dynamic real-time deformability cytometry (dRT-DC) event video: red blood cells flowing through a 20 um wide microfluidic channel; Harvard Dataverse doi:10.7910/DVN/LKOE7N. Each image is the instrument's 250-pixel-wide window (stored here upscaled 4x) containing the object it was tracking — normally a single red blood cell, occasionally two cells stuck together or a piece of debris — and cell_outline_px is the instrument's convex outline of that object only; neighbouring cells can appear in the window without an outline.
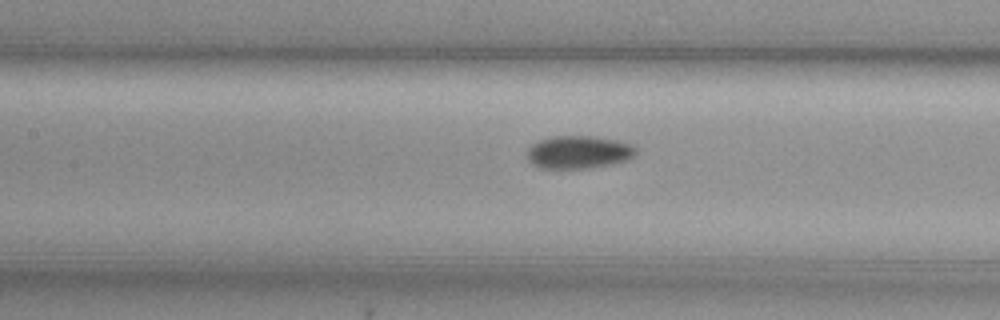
{"species": "common noctule bat (a hibernating species)", "species_latin": "Nyctalus noctula", "temperature_condition": "cold", "stored_images_in_passage": 35, "camera_frame_rate_fps": 3000, "um_per_image_px": 0.085, "animal": {"sex": "female", "body_mass_g": 29.2, "forearm_length_mm": 56.3}, "frame": {"image": 1, "passage_image": 19, "time_ms": 6.0, "image_size_px": [1000, 320], "cell_outline_px": [[636, 156], [628, 160], [612, 164], [592, 168], [540, 168], [532, 164], [528, 160], [528, 148], [532, 144], [540, 140], [556, 136], [592, 136], [616, 140], [632, 144], [636, 148]], "centroid_in_image_um": [49.22, 12.94], "position_along_channel_um": 158.2, "area_um2": 20.92}}
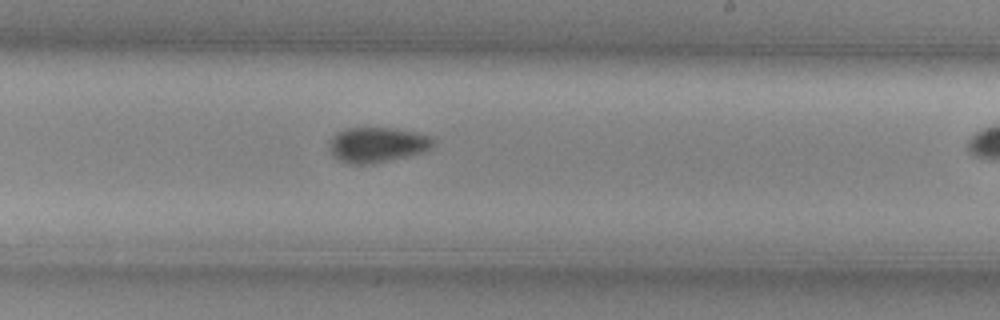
{"frame": {"image": 2, "passage_image": 27, "time_ms": 8.667, "image_size_px": [1000, 320], "cell_outline_px": [[432, 148], [420, 152], [392, 160], [372, 164], [348, 164], [336, 160], [332, 156], [328, 148], [328, 140], [336, 132], [344, 128], [396, 128], [432, 136]], "centroid_in_image_um": [31.96, 12.31], "position_along_channel_um": 257.0, "area_um2": 21.62}}
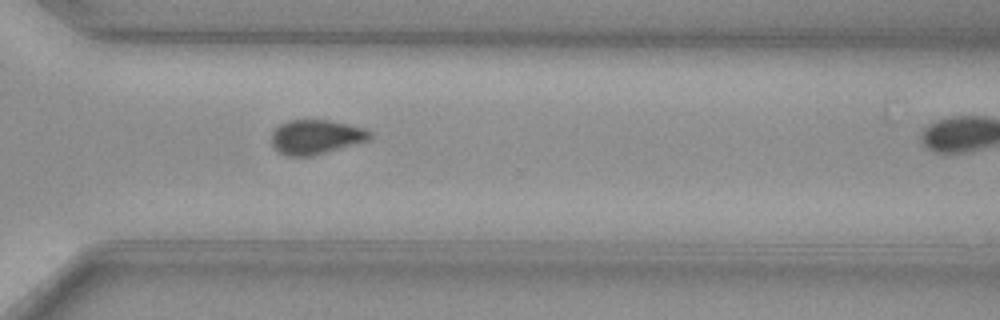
{"frame": {"image": 3, "passage_image": 34, "time_ms": 11.0, "image_size_px": [1000, 320], "cell_outline_px": [[372, 136], [368, 140], [312, 156], [288, 156], [280, 152], [272, 144], [272, 132], [280, 124], [288, 120], [328, 120], [348, 124], [364, 128], [372, 132]], "centroid_in_image_um": [26.86, 11.63], "position_along_channel_um": 343.7, "area_um2": 19.54}}